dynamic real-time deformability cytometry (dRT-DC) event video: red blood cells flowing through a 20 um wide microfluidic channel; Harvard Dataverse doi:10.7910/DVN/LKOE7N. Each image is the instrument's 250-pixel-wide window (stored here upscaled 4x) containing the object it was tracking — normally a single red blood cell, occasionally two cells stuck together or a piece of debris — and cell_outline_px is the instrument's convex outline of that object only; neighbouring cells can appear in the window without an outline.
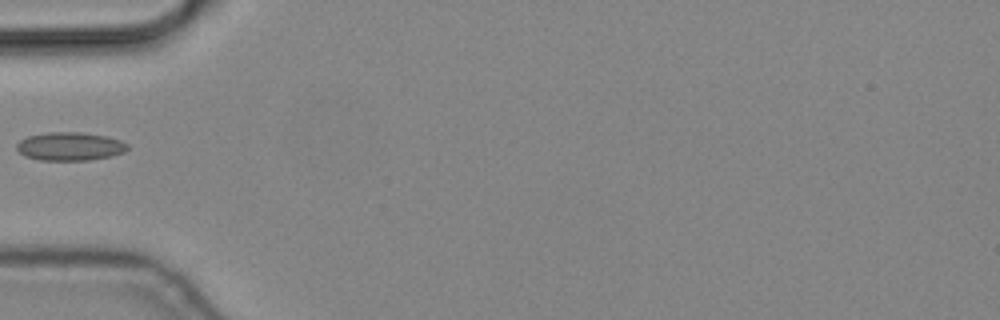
{"species": "common noctule bat (a hibernating species)", "species_latin": "Nyctalus noctula", "temperature_condition": "cold", "stored_images_in_passage": 5, "camera_frame_rate_fps": 3000, "um_per_image_px": 0.085, "animal": {"sex": "male", "body_mass_g": 19.2, "forearm_length_mm": 51.8}, "frame": {"image": 1, "passage_image": 5, "time_ms": 1.333, "image_size_px": [1000, 320], "cell_outline_px": [[128, 148], [124, 152], [112, 156], [88, 160], [40, 160], [24, 156], [16, 148], [16, 144], [20, 140], [28, 136], [48, 132], [80, 132], [108, 136], [120, 140], [128, 144]], "centroid_in_image_um": [5.95, 12.44], "position_along_channel_um": 79.1, "area_um2": 18.38}}